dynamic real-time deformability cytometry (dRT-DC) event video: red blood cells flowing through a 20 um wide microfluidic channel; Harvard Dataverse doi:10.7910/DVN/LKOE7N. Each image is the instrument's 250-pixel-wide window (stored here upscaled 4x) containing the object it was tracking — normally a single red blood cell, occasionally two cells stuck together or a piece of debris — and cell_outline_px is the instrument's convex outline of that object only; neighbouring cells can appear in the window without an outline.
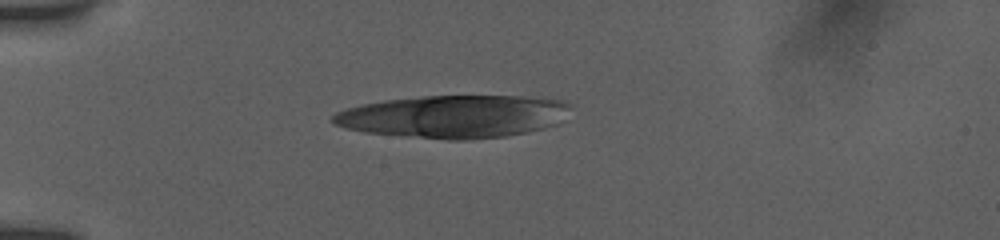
{"species": "human", "species_latin": "Homo sapiens", "temperature_condition": "room temperature", "stored_images_in_passage": 13, "camera_frame_rate_fps": 3000, "um_per_image_px": 0.085, "donor": {"sex": "female"}, "frame": {"image": 1, "passage_image": 1, "time_ms": 0.0, "image_size_px": [1000, 240], "cell_outline_px": [[568, 104], [556, 124], [544, 128], [528, 132], [504, 136], [464, 140], [448, 140], [364, 132], [348, 128], [336, 124], [332, 120], [332, 116], [336, 112], [348, 108], [364, 104], [384, 100], [424, 96], [544, 96], [564, 100]], "centroid_in_image_um": [38.57, 9.89], "position_along_channel_um": 46.4, "area_um2": 58.67}}